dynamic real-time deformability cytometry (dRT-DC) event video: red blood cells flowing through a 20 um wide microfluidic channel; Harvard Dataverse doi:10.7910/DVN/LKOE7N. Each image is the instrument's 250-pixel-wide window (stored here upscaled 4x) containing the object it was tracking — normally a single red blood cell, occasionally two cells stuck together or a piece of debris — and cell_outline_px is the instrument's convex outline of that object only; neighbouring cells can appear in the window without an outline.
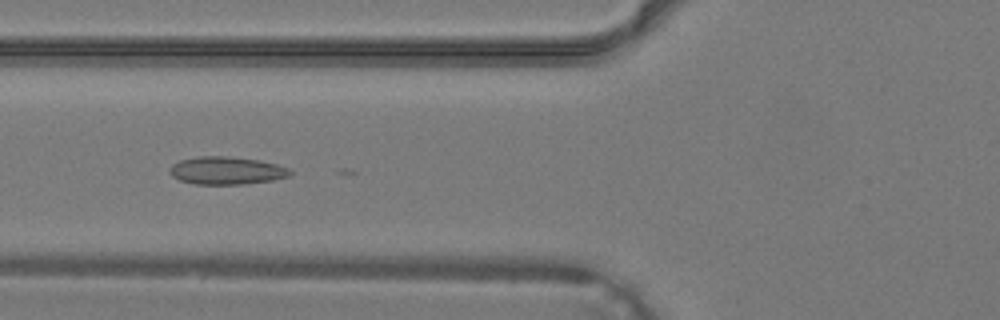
{"species": "common noctule bat (a hibernating species)", "species_latin": "Nyctalus noctula", "temperature_condition": "warm", "stored_images_in_passage": 40, "camera_frame_rate_fps": 3000, "um_per_image_px": 0.085, "animal": {"sex": "male", "body_mass_g": 19.2, "forearm_length_mm": 51.8}, "frame": {"image": 1, "passage_image": 16, "time_ms": 5.0, "image_size_px": [1000, 320], "cell_outline_px": [[292, 172], [288, 176], [272, 180], [240, 184], [196, 184], [180, 180], [172, 176], [168, 172], [168, 168], [172, 164], [180, 160], [196, 156], [228, 156], [260, 160], [276, 164], [288, 168]], "centroid_in_image_um": [19.2, 14.48], "position_along_channel_um": 106.6, "area_um2": 19.48}}
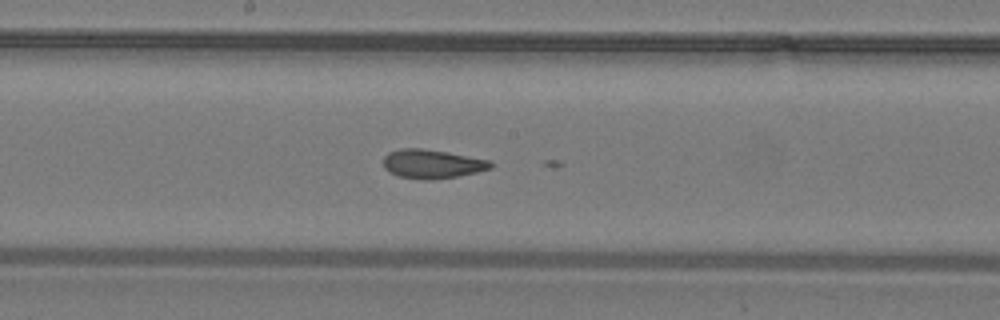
{"frame": {"image": 2, "passage_image": 22, "time_ms": 7.0, "image_size_px": [1000, 320], "cell_outline_px": [[492, 168], [476, 172], [456, 176], [432, 180], [428, 180], [400, 176], [384, 168], [384, 156], [388, 152], [400, 148], [420, 148], [448, 152], [492, 160]], "centroid_in_image_um": [36.75, 13.92], "position_along_channel_um": 211.4, "area_um2": 17.98}}
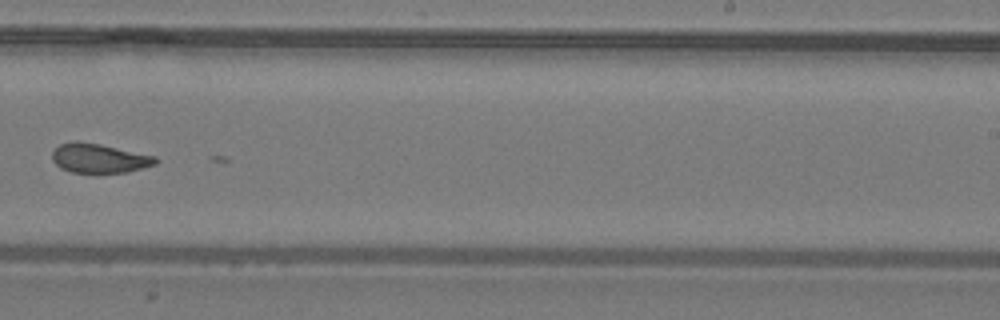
{"frame": {"image": 3, "passage_image": 26, "time_ms": 8.333, "image_size_px": [1000, 320], "cell_outline_px": [[160, 160], [156, 164], [128, 172], [96, 176], [72, 172], [60, 168], [52, 160], [52, 152], [60, 144], [72, 140], [76, 140], [100, 144], [156, 156]], "centroid_in_image_um": [8.43, 13.49], "position_along_channel_um": 280.6, "area_um2": 18.5}}